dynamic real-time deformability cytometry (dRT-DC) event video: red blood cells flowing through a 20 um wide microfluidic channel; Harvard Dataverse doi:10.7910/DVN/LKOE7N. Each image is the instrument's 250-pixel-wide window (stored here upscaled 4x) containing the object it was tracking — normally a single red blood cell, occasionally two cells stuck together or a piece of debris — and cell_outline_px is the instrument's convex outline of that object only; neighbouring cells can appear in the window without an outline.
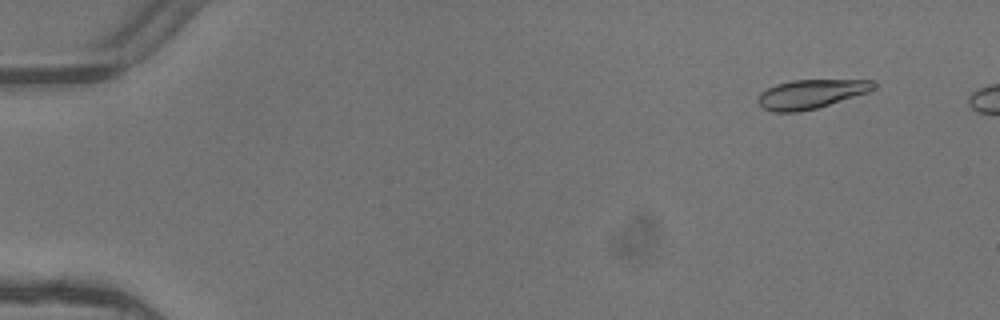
{"species": "common noctule bat (a hibernating species)", "species_latin": "Nyctalus noctula", "temperature_condition": "warm", "stored_images_in_passage": 6, "camera_frame_rate_fps": 3000, "um_per_image_px": 0.085, "animal": {"sex": "female"}, "frame": {"image": 1, "passage_image": 1, "time_ms": 0.0, "image_size_px": [1000, 320], "cell_outline_px": [[876, 88], [872, 92], [816, 108], [796, 112], [772, 112], [764, 108], [756, 100], [760, 92], [776, 84], [792, 80], [872, 80], [876, 84]], "centroid_in_image_um": [68.96, 7.99], "position_along_channel_um": 16.0, "area_um2": 19.71}}
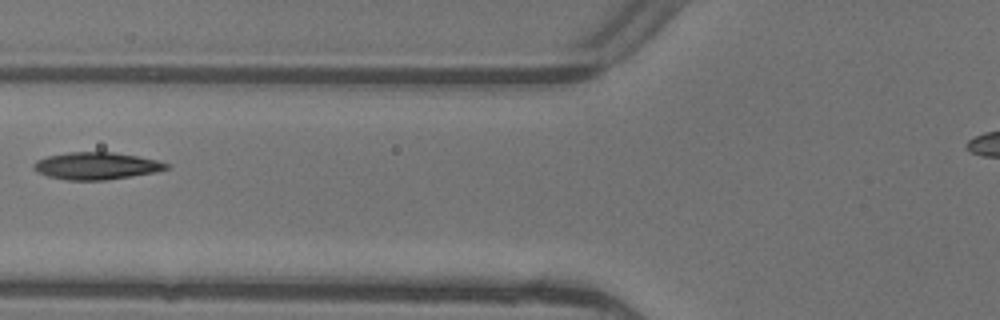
{"frame": {"image": 2, "passage_image": 6, "time_ms": 1.667, "image_size_px": [1000, 320], "cell_outline_px": [[172, 168], [156, 172], [108, 180], [64, 180], [48, 176], [36, 172], [32, 168], [32, 164], [36, 160], [48, 156], [68, 152], [112, 152], [136, 156], [156, 160], [172, 164]], "centroid_in_image_um": [8.2, 14.11], "position_along_channel_um": 117.6, "area_um2": 21.27}}